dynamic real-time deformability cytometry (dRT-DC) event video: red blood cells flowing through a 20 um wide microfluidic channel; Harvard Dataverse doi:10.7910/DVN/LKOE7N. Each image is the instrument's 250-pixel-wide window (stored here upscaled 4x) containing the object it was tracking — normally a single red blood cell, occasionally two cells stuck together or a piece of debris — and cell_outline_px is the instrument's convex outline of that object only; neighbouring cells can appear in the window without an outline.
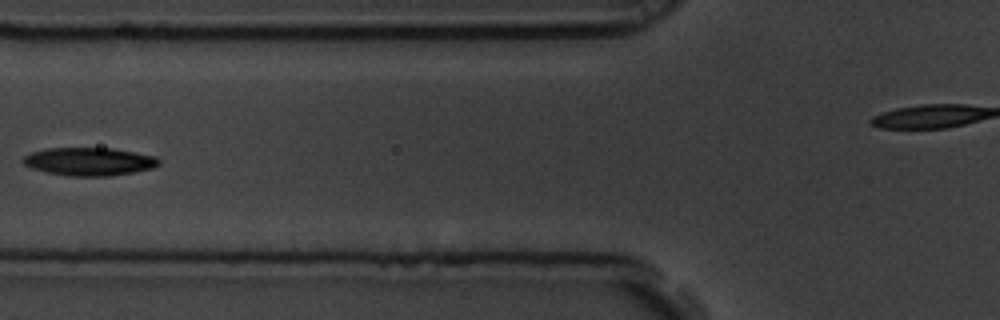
{"species": "common noctule bat (a hibernating species)", "species_latin": "Nyctalus noctula", "temperature_condition": "room temperature", "stored_images_in_passage": 7, "camera_frame_rate_fps": 3000, "um_per_image_px": 0.085, "animal": {"sex": "male", "body_mass_g": 19.5, "forearm_length_mm": 54.6}, "frame": {"image": 1, "passage_image": 5, "time_ms": 1.333, "image_size_px": [1000, 320], "cell_outline_px": [[160, 164], [152, 168], [112, 176], [68, 176], [48, 172], [32, 168], [24, 164], [20, 160], [24, 156], [32, 152], [48, 148], [112, 148], [136, 152], [156, 156], [160, 160]], "centroid_in_image_um": [7.6, 13.73], "position_along_channel_um": 118.2, "area_um2": 22.25}}
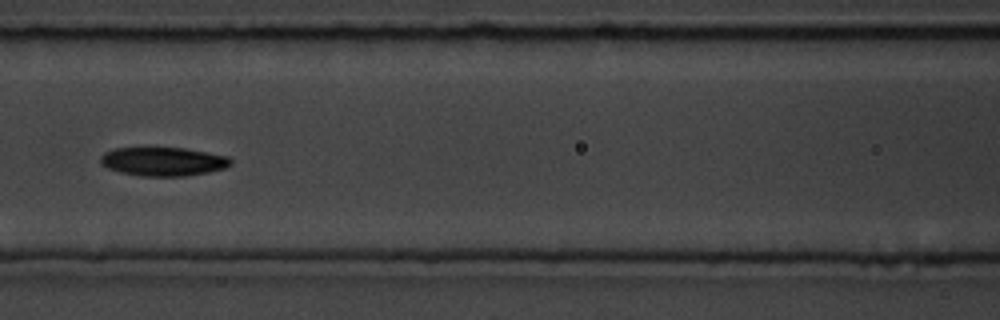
{"frame": {"image": 2, "passage_image": 6, "time_ms": 1.667, "image_size_px": [1000, 320], "cell_outline_px": [[232, 164], [224, 168], [208, 172], [184, 176], [140, 176], [120, 172], [108, 168], [100, 164], [100, 156], [104, 152], [112, 148], [152, 144], [184, 148], [228, 156], [232, 160]], "centroid_in_image_um": [13.79, 13.67], "position_along_channel_um": 152.8, "area_um2": 22.89}}